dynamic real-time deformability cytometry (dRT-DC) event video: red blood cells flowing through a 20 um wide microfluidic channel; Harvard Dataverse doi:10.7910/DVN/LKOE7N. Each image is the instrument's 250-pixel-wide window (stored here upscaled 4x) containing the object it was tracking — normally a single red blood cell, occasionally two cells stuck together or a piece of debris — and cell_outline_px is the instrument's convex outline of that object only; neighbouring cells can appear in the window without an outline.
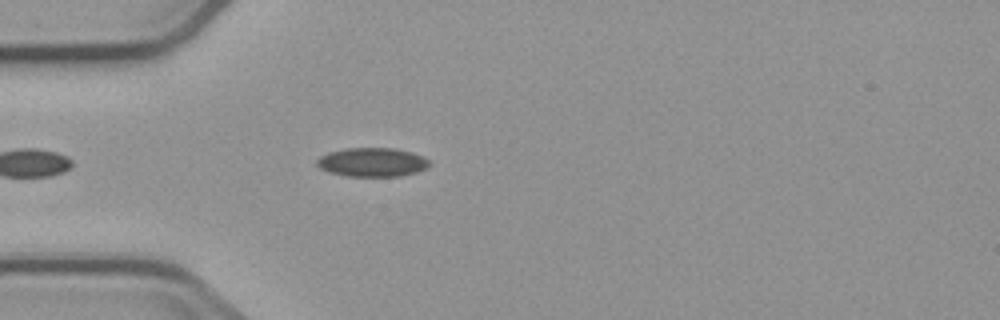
{"species": "common noctule bat (a hibernating species)", "species_latin": "Nyctalus noctula", "temperature_condition": "cold", "stored_images_in_passage": 1, "camera_frame_rate_fps": 3000, "um_per_image_px": 0.085, "animal": {"sex": "male", "body_mass_g": 23.1, "forearm_length_mm": 52.7}, "frame": {"image": 1, "passage_image": 1, "time_ms": 0.0, "image_size_px": [1000, 320], "cell_outline_px": [[432, 164], [416, 172], [400, 176], [348, 176], [328, 172], [320, 168], [316, 164], [316, 160], [320, 156], [328, 152], [344, 148], [392, 148], [412, 152], [424, 156]], "centroid_in_image_um": [31.62, 13.78], "position_along_channel_um": 53.4, "area_um2": 19.02}}